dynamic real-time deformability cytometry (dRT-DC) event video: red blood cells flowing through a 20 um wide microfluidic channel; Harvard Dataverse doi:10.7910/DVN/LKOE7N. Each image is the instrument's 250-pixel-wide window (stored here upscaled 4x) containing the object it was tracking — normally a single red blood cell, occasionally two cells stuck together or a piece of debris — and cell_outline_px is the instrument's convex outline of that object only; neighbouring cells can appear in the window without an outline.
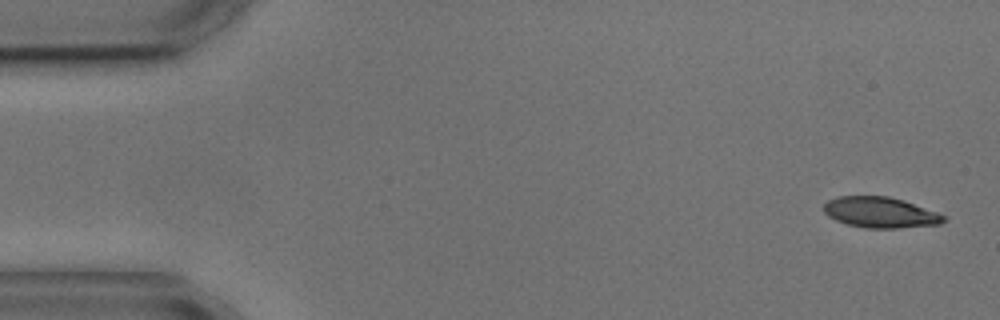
{"species": "common noctule bat (a hibernating species)", "species_latin": "Nyctalus noctula", "temperature_condition": "cold", "stored_images_in_passage": 8, "camera_frame_rate_fps": 3000, "um_per_image_px": 0.085, "animal": {"sex": "male", "body_mass_g": 17.9, "forearm_length_mm": 54.2}, "frame": {"image": 1, "passage_image": 1, "time_ms": 0.0, "image_size_px": [1000, 320], "cell_outline_px": [[948, 220], [940, 224], [900, 228], [864, 228], [848, 224], [836, 220], [828, 216], [824, 212], [824, 204], [828, 200], [836, 196], [888, 196], [904, 200], [948, 216]], "centroid_in_image_um": [74.86, 18.06], "position_along_channel_um": 10.1, "area_um2": 21.68}}
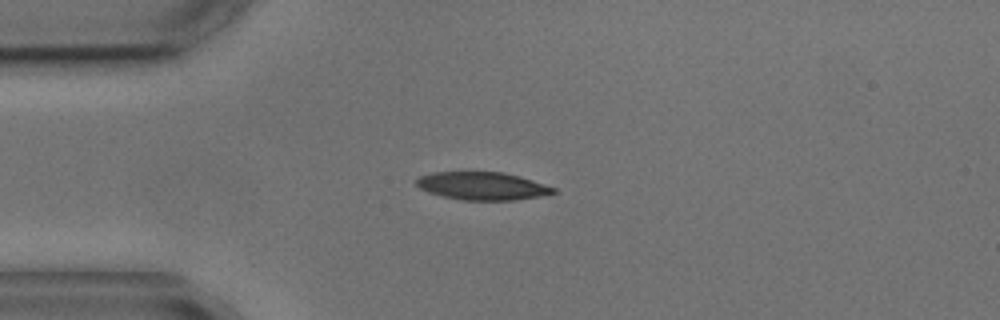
{"frame": {"image": 2, "passage_image": 4, "time_ms": 3.667, "image_size_px": [1000, 320], "cell_outline_px": [[560, 192], [540, 196], [512, 200], [464, 200], [444, 196], [428, 192], [420, 188], [416, 184], [416, 180], [420, 176], [432, 172], [504, 172], [520, 176], [556, 188]], "centroid_in_image_um": [41.03, 15.8], "position_along_channel_um": 44.0, "area_um2": 22.2}}